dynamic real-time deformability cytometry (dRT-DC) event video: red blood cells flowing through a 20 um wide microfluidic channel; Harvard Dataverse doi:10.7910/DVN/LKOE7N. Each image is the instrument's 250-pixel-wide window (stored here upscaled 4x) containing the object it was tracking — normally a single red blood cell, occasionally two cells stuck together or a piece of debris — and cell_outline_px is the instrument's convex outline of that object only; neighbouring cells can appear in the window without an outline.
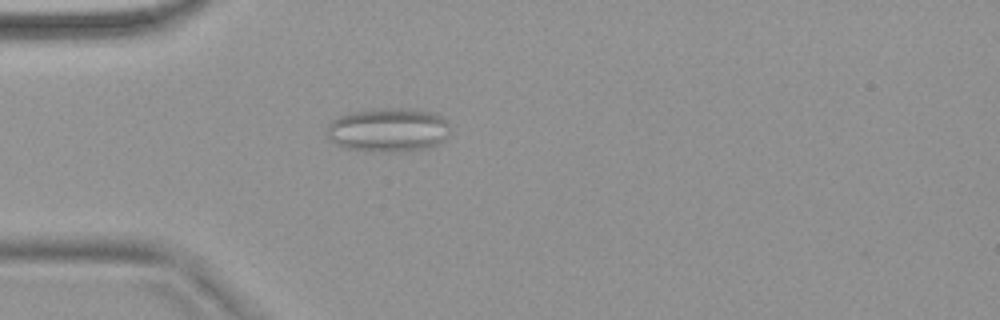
{"species": "common noctule bat (a hibernating species)", "species_latin": "Nyctalus noctula", "temperature_condition": "warm", "stored_images_in_passage": 53, "camera_frame_rate_fps": 3000, "um_per_image_px": 0.085, "animal": {"sex": "female", "body_mass_g": 18.4}, "frame": {"image": 1, "passage_image": 15, "time_ms": 4.667, "image_size_px": [1000, 320], "cell_outline_px": [[448, 124], [440, 140], [428, 148], [372, 152], [364, 152], [344, 148], [336, 144], [328, 136], [328, 124], [332, 120], [340, 116], [352, 112], [372, 108], [408, 108], [432, 112], [440, 116]], "centroid_in_image_um": [32.89, 11.02], "position_along_channel_um": 52.1, "area_um2": 30.98}}
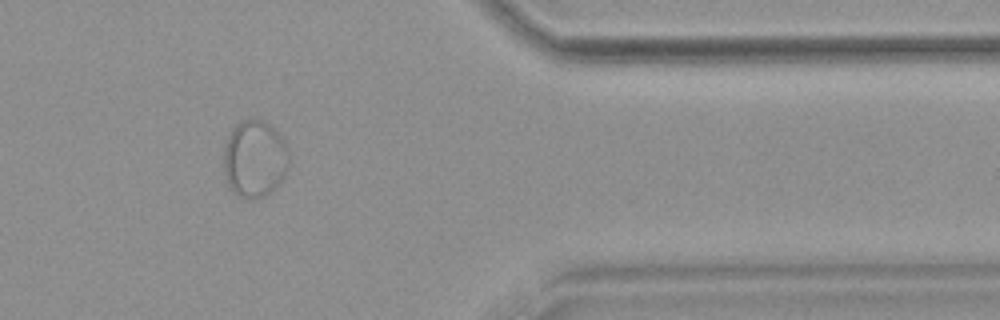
{"frame": {"image": 2, "passage_image": 44, "time_ms": 14.333, "image_size_px": [1000, 320], "cell_outline_px": [[288, 168], [284, 176], [264, 196], [240, 196], [228, 184], [224, 168], [224, 148], [228, 136], [232, 128], [240, 120], [252, 116], [268, 124], [284, 140], [288, 152]], "centroid_in_image_um": [21.63, 13.41], "position_along_channel_um": 389.8, "area_um2": 28.73}}
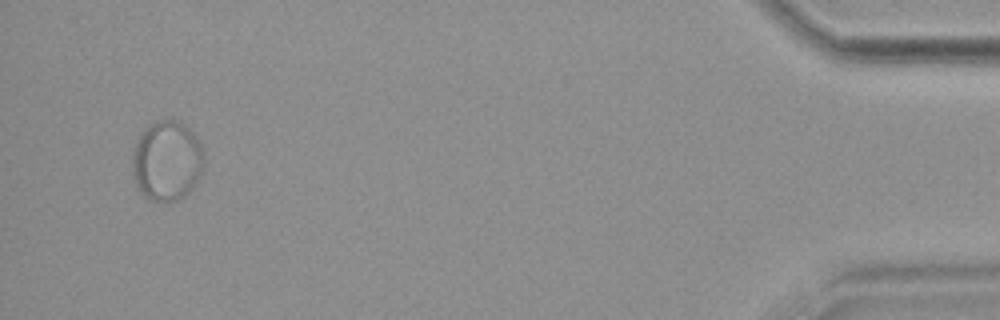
{"frame": {"image": 3, "passage_image": 51, "time_ms": 16.667, "image_size_px": [1000, 320], "cell_outline_px": [[204, 164], [200, 176], [192, 188], [184, 196], [176, 200], [148, 200], [140, 192], [132, 176], [132, 156], [136, 144], [144, 128], [148, 124], [156, 120], [180, 120], [200, 140], [204, 152]], "centroid_in_image_um": [14.19, 13.64], "position_along_channel_um": 421.0, "area_um2": 33.7}}